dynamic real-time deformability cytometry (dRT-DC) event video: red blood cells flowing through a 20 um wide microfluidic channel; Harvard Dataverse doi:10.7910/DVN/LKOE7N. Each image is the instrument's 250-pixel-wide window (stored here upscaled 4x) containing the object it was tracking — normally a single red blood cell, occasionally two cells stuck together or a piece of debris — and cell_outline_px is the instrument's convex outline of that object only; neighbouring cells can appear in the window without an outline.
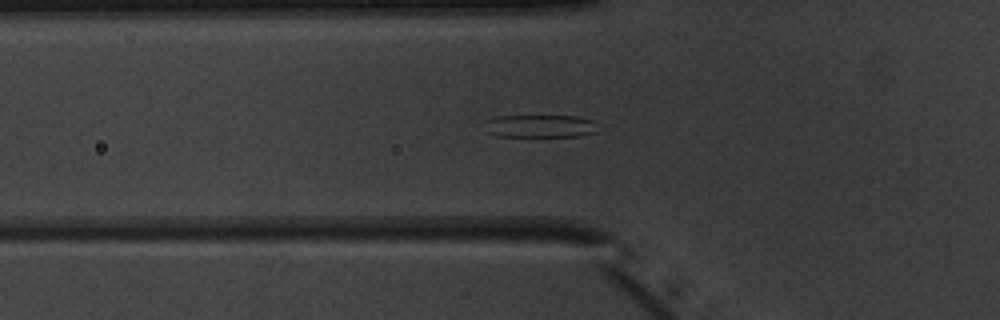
{"species": "common noctule bat (a hibernating species)", "species_latin": "Nyctalus noctula", "temperature_condition": "warm", "stored_images_in_passage": 52, "camera_frame_rate_fps": 3000, "um_per_image_px": 0.085, "animal": {"sex": "male", "body_mass_g": 20.1, "forearm_length_mm": 53.5}, "frame": {"image": 1, "passage_image": 19, "time_ms": 6.0, "image_size_px": [1000, 320], "cell_outline_px": [[600, 132], [580, 136], [496, 136], [488, 132], [484, 120], [496, 116], [580, 116], [596, 120]], "centroid_in_image_um": [46.01, 10.71], "position_along_channel_um": 79.8, "area_um2": 15.37}}
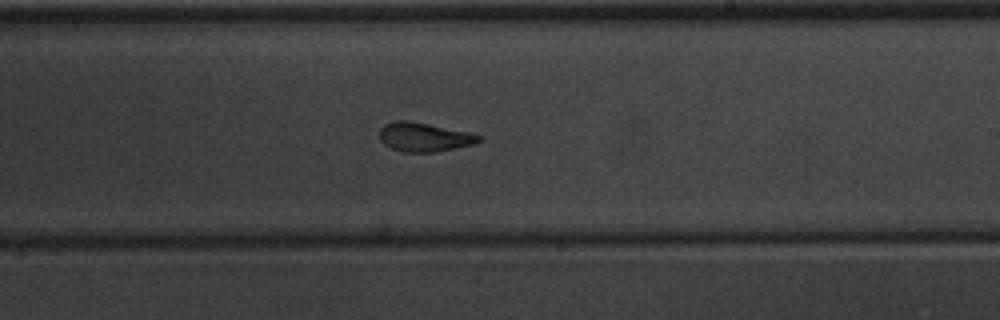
{"frame": {"image": 2, "passage_image": 32, "time_ms": 10.333, "image_size_px": [1000, 320], "cell_outline_px": [[484, 140], [476, 144], [436, 152], [404, 152], [392, 148], [384, 144], [380, 140], [380, 128], [384, 124], [396, 120], [408, 120], [468, 132], [484, 136]], "centroid_in_image_um": [36.1, 11.65], "position_along_channel_um": 252.9, "area_um2": 16.94}}
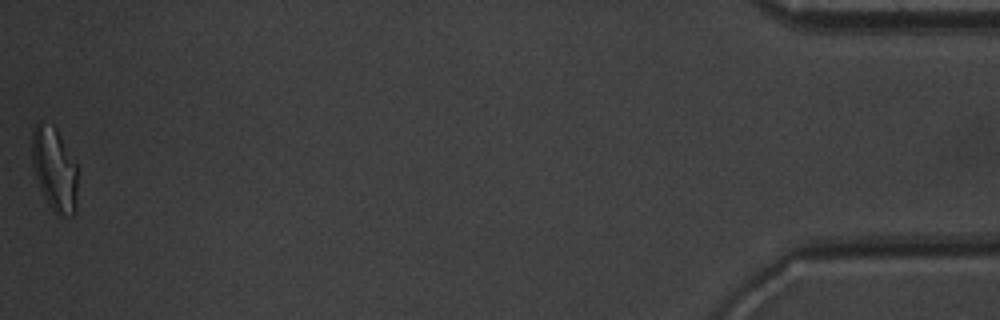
{"frame": {"image": 3, "passage_image": 52, "time_ms": 17.0, "image_size_px": [1000, 320], "cell_outline_px": [[76, 212], [72, 216], [64, 216], [56, 212], [48, 204], [40, 188], [32, 164], [32, 132], [36, 124], [40, 120], [52, 124], [56, 128], [76, 164]], "centroid_in_image_um": [4.62, 14.35], "position_along_channel_um": 430.6, "area_um2": 22.02}, "authors_computed_cell_mechanics": {"area_um2": 18.0047, "velocity_mm_per_s": 3.9713, "shape_relaxation_time_tau1_ms": 4.0609, "shape_relaxation_time_tau2_ms": 1.6173, "deformation_change_tau1": 0.1811, "deformation_change_tau2": 0.0986}}